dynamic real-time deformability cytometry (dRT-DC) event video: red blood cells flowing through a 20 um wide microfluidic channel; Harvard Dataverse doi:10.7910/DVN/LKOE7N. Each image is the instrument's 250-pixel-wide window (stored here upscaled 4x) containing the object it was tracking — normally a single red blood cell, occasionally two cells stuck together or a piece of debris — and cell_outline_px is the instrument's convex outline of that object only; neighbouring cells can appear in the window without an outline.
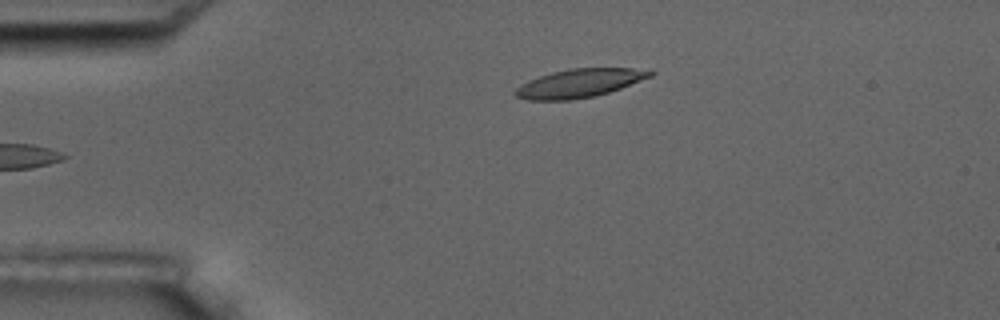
{"species": "common noctule bat (a hibernating species)", "species_latin": "Nyctalus noctula", "temperature_condition": "room temperature", "stored_images_in_passage": 5, "camera_frame_rate_fps": 3000, "um_per_image_px": 0.085, "animal": {"sex": "male", "body_mass_g": 17.5, "forearm_length_mm": 52.3}, "frame": {"image": 1, "passage_image": 5, "time_ms": 5.667, "image_size_px": [1000, 320], "cell_outline_px": [[656, 72], [652, 76], [620, 88], [608, 92], [592, 96], [572, 100], [528, 100], [516, 96], [512, 92], [520, 84], [528, 80], [552, 72], [568, 68], [652, 68]], "centroid_in_image_um": [49.27, 7.05], "position_along_channel_um": 35.7, "area_um2": 22.54}}